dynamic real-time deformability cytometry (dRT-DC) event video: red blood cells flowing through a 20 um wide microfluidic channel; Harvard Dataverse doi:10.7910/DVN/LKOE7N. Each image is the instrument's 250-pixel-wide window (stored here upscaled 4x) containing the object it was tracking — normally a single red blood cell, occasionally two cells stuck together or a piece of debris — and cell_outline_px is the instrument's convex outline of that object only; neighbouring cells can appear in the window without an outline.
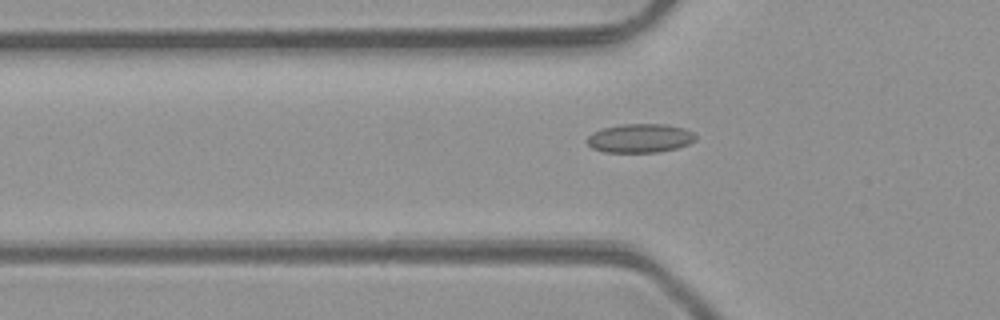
{"species": "common noctule bat (a hibernating species)", "species_latin": "Nyctalus noctula", "temperature_condition": "room temperature", "stored_images_in_passage": 3, "camera_frame_rate_fps": 3000, "um_per_image_px": 0.085, "animal": {"sex": "male", "body_mass_g": 23.1, "forearm_length_mm": 52.7}, "frame": {"image": 1, "passage_image": 3, "time_ms": 2.333, "image_size_px": [1000, 320], "cell_outline_px": [[696, 140], [688, 144], [676, 148], [656, 152], [604, 152], [592, 148], [584, 140], [592, 132], [600, 128], [620, 124], [664, 124], [684, 128], [692, 132], [696, 136]], "centroid_in_image_um": [54.35, 11.74], "position_along_channel_um": 71.4, "area_um2": 18.38}}